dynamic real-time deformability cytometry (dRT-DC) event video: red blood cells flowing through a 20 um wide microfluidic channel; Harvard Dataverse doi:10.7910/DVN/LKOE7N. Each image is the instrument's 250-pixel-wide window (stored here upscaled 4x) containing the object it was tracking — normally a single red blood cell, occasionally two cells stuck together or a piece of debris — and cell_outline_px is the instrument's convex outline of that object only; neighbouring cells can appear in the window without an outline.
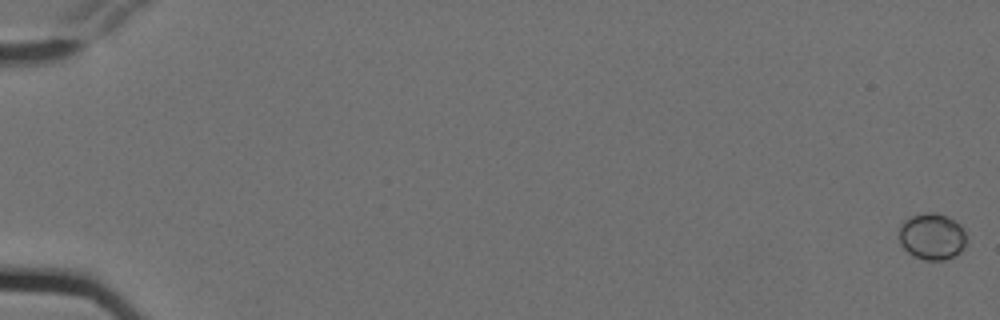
{"species": "Egyptian fruit bat (a non-hibernating species)", "species_latin": "Rousettus aegyptiacus", "temperature_condition": "cold", "stored_images_in_passage": 10, "camera_frame_rate_fps": 3000, "um_per_image_px": 0.085, "animal": {"sex": "female"}, "frame": {"image": 1, "passage_image": 1, "time_ms": 0.0, "image_size_px": [1000, 320], "cell_outline_px": [[964, 248], [956, 256], [944, 260], [924, 260], [908, 252], [900, 244], [900, 224], [904, 220], [912, 216], [924, 212], [932, 212], [948, 216], [960, 224], [964, 232]], "centroid_in_image_um": [79.22, 20.1], "position_along_channel_um": 5.8, "area_um2": 18.21}}
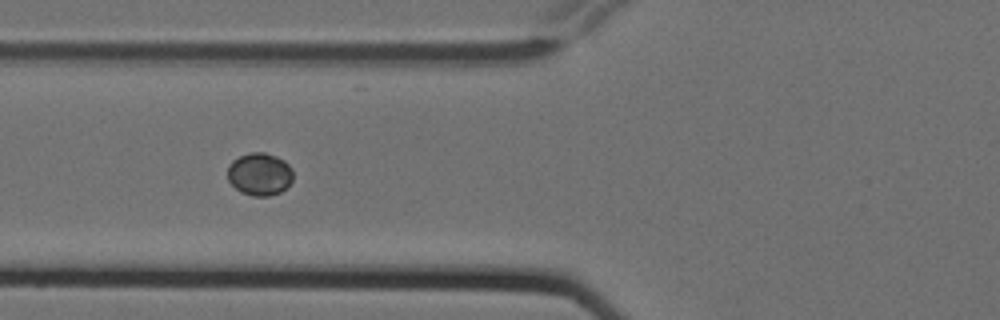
{"frame": {"image": 2, "passage_image": 7, "time_ms": 2.0, "image_size_px": [1000, 320], "cell_outline_px": [[292, 180], [280, 192], [268, 196], [252, 196], [240, 192], [228, 180], [228, 164], [232, 160], [248, 152], [264, 152], [276, 156], [284, 160], [292, 168]], "centroid_in_image_um": [22.05, 14.79], "position_along_channel_um": 103.8, "area_um2": 16.3}}
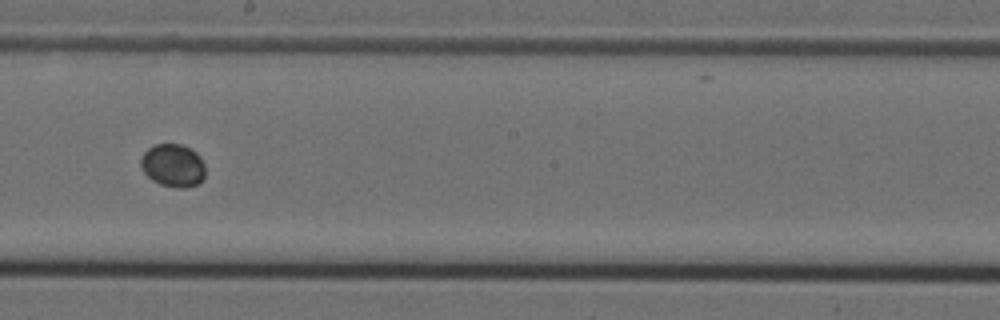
{"frame": {"image": 3, "passage_image": 10, "time_ms": 3.0, "image_size_px": [1000, 320], "cell_outline_px": [[204, 176], [196, 184], [184, 188], [180, 188], [160, 184], [152, 180], [144, 172], [140, 164], [140, 160], [144, 152], [148, 148], [156, 144], [180, 144], [196, 152], [200, 156], [204, 164]], "centroid_in_image_um": [14.69, 14.05], "position_along_channel_um": 233.5, "area_um2": 15.95}}